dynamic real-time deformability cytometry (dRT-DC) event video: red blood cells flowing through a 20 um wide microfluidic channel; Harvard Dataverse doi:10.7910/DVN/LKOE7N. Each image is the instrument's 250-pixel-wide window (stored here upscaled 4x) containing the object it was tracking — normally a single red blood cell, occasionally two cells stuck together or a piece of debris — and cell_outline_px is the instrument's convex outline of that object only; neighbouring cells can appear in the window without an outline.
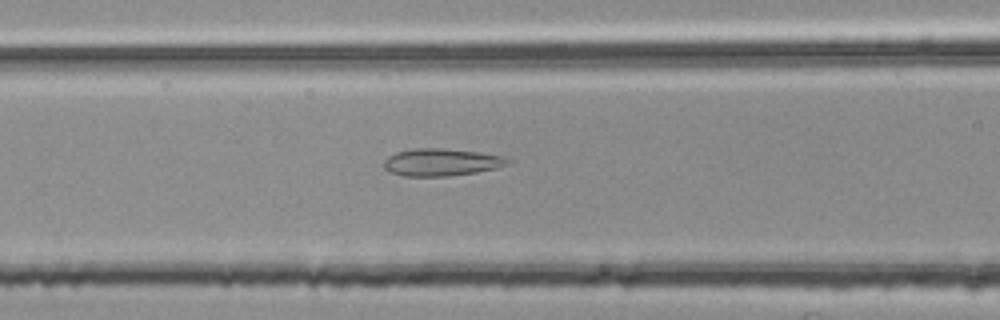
{"species": "common noctule bat (a hibernating species)", "species_latin": "Nyctalus noctula", "temperature_condition": "room temperature", "stored_images_in_passage": 54, "segment_of_instrument_passage": [2, 2], "camera_frame_rate_fps": 3000, "um_per_image_px": 0.085, "animal": {"sex": "female", "body_mass_g": 25.1}, "frame": {"image": 1, "passage_image": 22, "time_ms": 7.0, "image_size_px": [1000, 320], "cell_outline_px": [[512, 160], [496, 168], [476, 172], [444, 176], [404, 176], [392, 172], [384, 168], [384, 160], [388, 156], [396, 152], [412, 148], [444, 148], [480, 152], [504, 156]], "centroid_in_image_um": [37.5, 13.77], "position_along_channel_um": 129.1, "area_um2": 19.65}}
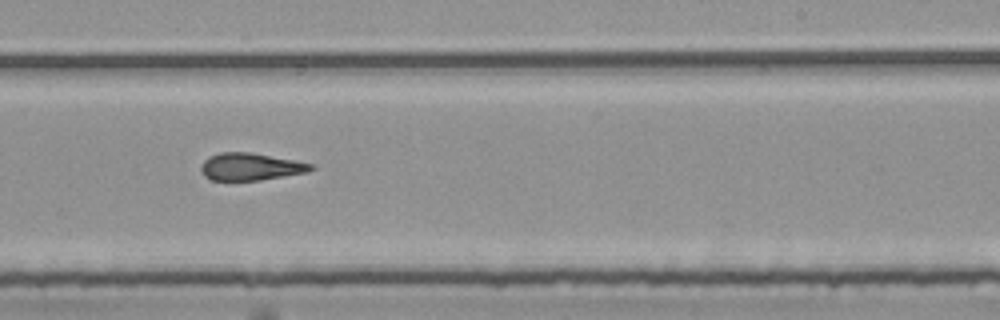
{"frame": {"image": 2, "passage_image": 33, "time_ms": 10.667, "image_size_px": [1000, 320], "cell_outline_px": [[316, 168], [308, 172], [260, 180], [212, 180], [204, 176], [200, 168], [204, 160], [208, 156], [220, 152], [252, 152], [316, 164]], "centroid_in_image_um": [21.33, 14.16], "position_along_channel_um": 267.7, "area_um2": 17.69}}
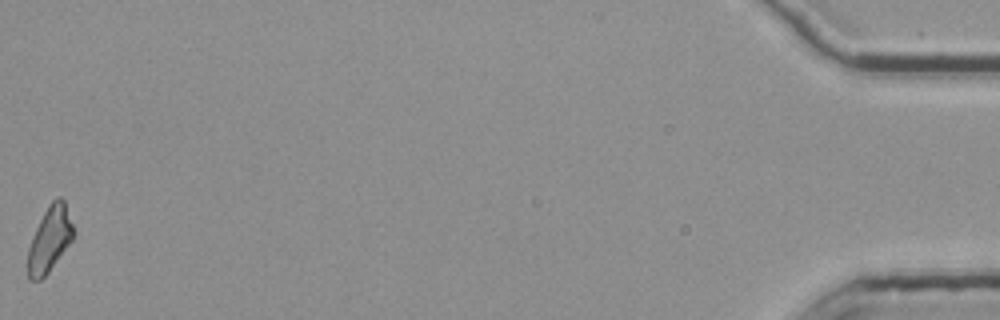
{"frame": {"image": 3, "passage_image": 54, "time_ms": 17.667, "image_size_px": [1000, 320], "cell_outline_px": [[76, 232], [72, 240], [48, 272], [40, 280], [28, 280], [28, 248], [32, 236], [48, 204], [56, 196], [60, 196], [64, 200]], "centroid_in_image_um": [4.24, 20.3], "position_along_channel_um": 431.0, "area_um2": 17.34}}